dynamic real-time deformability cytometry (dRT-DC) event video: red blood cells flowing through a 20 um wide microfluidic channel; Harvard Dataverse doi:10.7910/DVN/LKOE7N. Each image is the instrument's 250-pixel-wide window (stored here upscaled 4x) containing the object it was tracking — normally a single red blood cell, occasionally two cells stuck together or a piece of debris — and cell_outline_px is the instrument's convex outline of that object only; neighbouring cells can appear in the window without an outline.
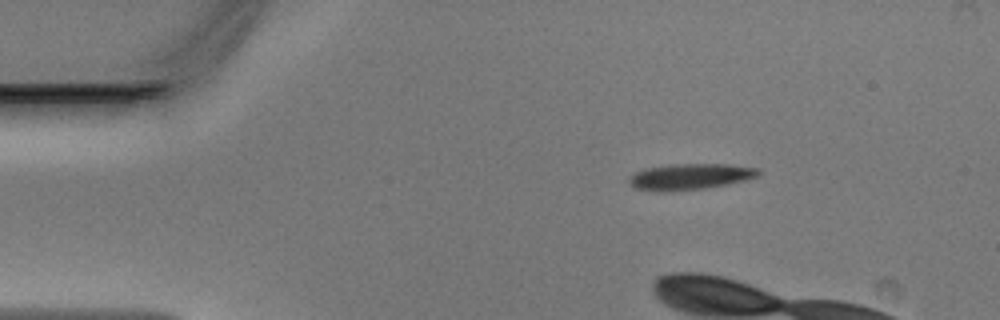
{"species": "Egyptian fruit bat (a non-hibernating species)", "species_latin": "Rousettus aegyptiacus", "temperature_condition": "warm", "stored_images_in_passage": 13, "camera_frame_rate_fps": 3000, "um_per_image_px": 0.085, "animal": {"sex": "male"}, "frame": {"image": 1, "passage_image": 8, "time_ms": 2.333, "image_size_px": [1000, 320], "cell_outline_px": [[760, 176], [744, 180], [704, 188], [636, 188], [628, 180], [636, 172], [644, 168], [668, 164], [728, 164], [760, 168]], "centroid_in_image_um": [58.79, 14.94], "position_along_channel_um": 26.2, "area_um2": 18.5}}